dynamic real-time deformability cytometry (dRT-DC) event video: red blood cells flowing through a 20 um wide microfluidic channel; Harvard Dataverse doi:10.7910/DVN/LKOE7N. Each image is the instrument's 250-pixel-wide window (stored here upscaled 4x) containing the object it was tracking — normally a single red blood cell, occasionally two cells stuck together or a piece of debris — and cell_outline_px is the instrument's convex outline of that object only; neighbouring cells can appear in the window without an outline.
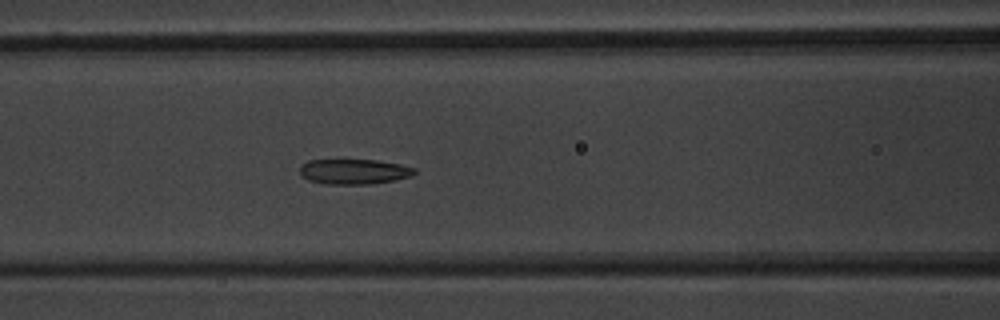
{"species": "common noctule bat (a hibernating species)", "species_latin": "Nyctalus noctula", "temperature_condition": "warm", "stored_images_in_passage": 18, "camera_frame_rate_fps": 3000, "um_per_image_px": 0.085, "animal": {"sex": "male", "body_mass_g": 20.1, "forearm_length_mm": 53.5}, "frame": {"image": 1, "passage_image": 11, "time_ms": 3.333, "image_size_px": [1000, 320], "cell_outline_px": [[416, 172], [412, 176], [396, 180], [372, 184], [328, 184], [308, 180], [300, 172], [300, 164], [308, 160], [340, 156], [376, 160], [400, 164], [416, 168]], "centroid_in_image_um": [30.06, 14.52], "position_along_channel_um": 136.5, "area_um2": 17.86}}